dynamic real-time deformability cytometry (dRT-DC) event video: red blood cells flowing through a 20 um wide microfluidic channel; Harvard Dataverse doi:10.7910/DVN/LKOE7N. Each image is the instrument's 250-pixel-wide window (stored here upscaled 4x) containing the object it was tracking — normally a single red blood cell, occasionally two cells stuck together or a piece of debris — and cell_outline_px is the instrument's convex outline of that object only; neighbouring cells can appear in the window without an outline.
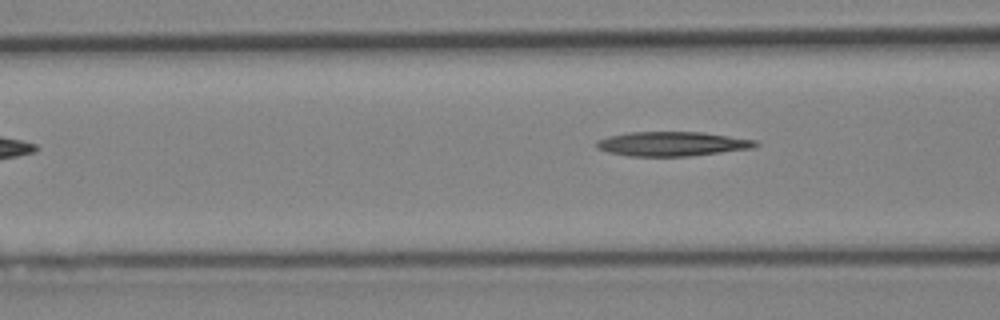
{"species": "Egyptian fruit bat (a non-hibernating species)", "species_latin": "Rousettus aegyptiacus", "temperature_condition": "cold", "stored_images_in_passage": 4, "camera_frame_rate_fps": 3000, "um_per_image_px": 0.085, "animal": {"sex": "female"}, "frame": {"image": 1, "passage_image": 4, "time_ms": 3.667, "image_size_px": [1000, 320], "cell_outline_px": [[760, 144], [752, 148], [688, 156], [628, 156], [608, 152], [596, 148], [596, 140], [608, 136], [628, 132], [704, 132], [756, 140]], "centroid_in_image_um": [57.1, 12.22], "position_along_channel_um": 109.5, "area_um2": 22.6}}